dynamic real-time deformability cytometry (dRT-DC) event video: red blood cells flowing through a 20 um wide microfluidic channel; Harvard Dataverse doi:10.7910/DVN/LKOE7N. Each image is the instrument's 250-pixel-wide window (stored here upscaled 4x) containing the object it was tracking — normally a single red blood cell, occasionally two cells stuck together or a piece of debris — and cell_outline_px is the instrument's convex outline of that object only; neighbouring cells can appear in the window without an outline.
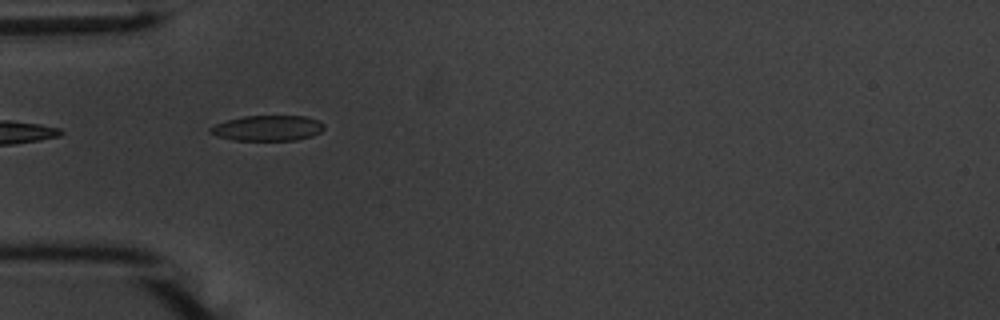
{"species": "common noctule bat (a hibernating species)", "species_latin": "Nyctalus noctula", "temperature_condition": "warm", "stored_images_in_passage": 8, "camera_frame_rate_fps": 3000, "um_per_image_px": 0.085, "animal": {"sex": "male", "body_mass_g": 20.1, "forearm_length_mm": 53.5}, "frame": {"image": 1, "passage_image": 1, "time_ms": 0.0, "image_size_px": [1000, 320], "cell_outline_px": [[324, 128], [320, 132], [312, 136], [296, 140], [232, 140], [216, 136], [208, 132], [208, 128], [216, 124], [228, 120], [244, 116], [304, 116], [316, 120], [324, 124]], "centroid_in_image_um": [22.72, 10.89], "position_along_channel_um": 62.3, "area_um2": 16.82}}